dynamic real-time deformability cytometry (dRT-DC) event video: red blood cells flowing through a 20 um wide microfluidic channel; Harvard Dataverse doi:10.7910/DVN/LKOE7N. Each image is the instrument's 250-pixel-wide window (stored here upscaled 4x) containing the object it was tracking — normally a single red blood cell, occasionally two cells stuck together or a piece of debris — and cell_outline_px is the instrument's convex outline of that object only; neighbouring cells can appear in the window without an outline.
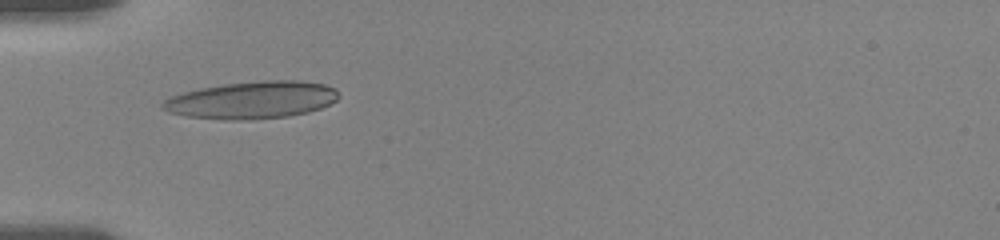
{"species": "human", "species_latin": "Homo sapiens", "temperature_condition": "room temperature", "stored_images_in_passage": 56, "camera_frame_rate_fps": 3000, "um_per_image_px": 0.085, "donor": {"sex": "female"}, "frame": {"image": 1, "passage_image": 19, "time_ms": 6.0, "image_size_px": [1000, 240], "cell_outline_px": [[340, 96], [336, 100], [320, 108], [308, 112], [288, 116], [240, 120], [224, 120], [184, 116], [168, 112], [160, 108], [160, 104], [164, 100], [172, 96], [184, 92], [200, 88], [224, 84], [264, 80], [300, 80], [324, 84], [336, 88]], "centroid_in_image_um": [21.4, 8.5], "position_along_channel_um": 63.6, "area_um2": 38.38}}
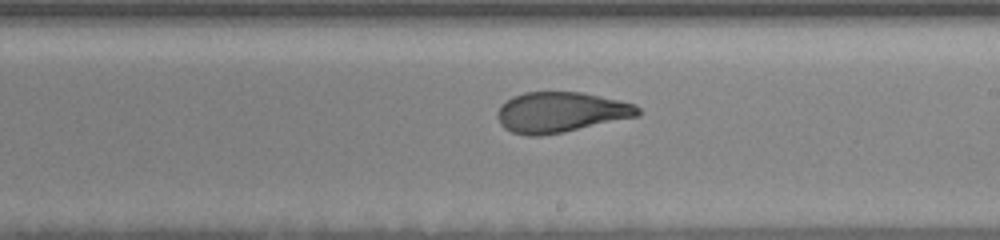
{"frame": {"image": 2, "passage_image": 34, "time_ms": 11.0, "image_size_px": [1000, 240], "cell_outline_px": [[640, 116], [564, 132], [540, 136], [528, 136], [512, 132], [504, 128], [500, 124], [496, 116], [496, 112], [500, 104], [512, 96], [524, 92], [580, 92], [636, 104], [640, 108]], "centroid_in_image_um": [47.63, 9.54], "position_along_channel_um": 241.4, "area_um2": 33.35}}
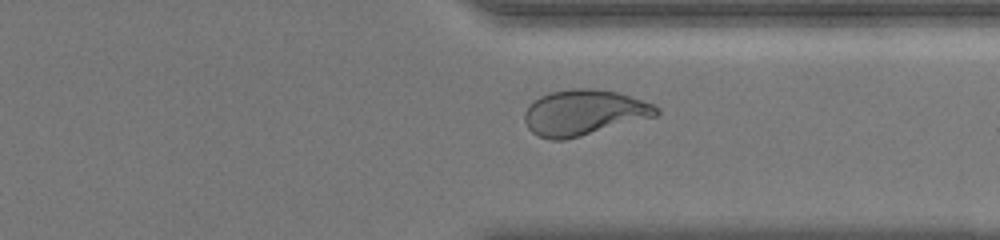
{"frame": {"image": 3, "passage_image": 44, "time_ms": 14.333, "image_size_px": [1000, 240], "cell_outline_px": [[660, 112], [656, 116], [580, 136], [564, 140], [552, 140], [540, 136], [532, 132], [528, 128], [524, 120], [524, 112], [528, 104], [532, 100], [540, 96], [552, 92], [572, 88], [592, 88], [620, 92], [652, 104], [660, 108]], "centroid_in_image_um": [49.61, 9.55], "position_along_channel_um": 361.8, "area_um2": 35.03}, "authors_computed_cell_mechanics": {"area_um2": 34.3043, "velocity_mm_per_s": 3.6112, "shape_relaxation_time_tau1_ms": 10.5185, "shape_relaxation_time_tau2_ms": 1.2343, "deformation_change_tau1": 0.2788, "deformation_change_tau2": 0.0874}}